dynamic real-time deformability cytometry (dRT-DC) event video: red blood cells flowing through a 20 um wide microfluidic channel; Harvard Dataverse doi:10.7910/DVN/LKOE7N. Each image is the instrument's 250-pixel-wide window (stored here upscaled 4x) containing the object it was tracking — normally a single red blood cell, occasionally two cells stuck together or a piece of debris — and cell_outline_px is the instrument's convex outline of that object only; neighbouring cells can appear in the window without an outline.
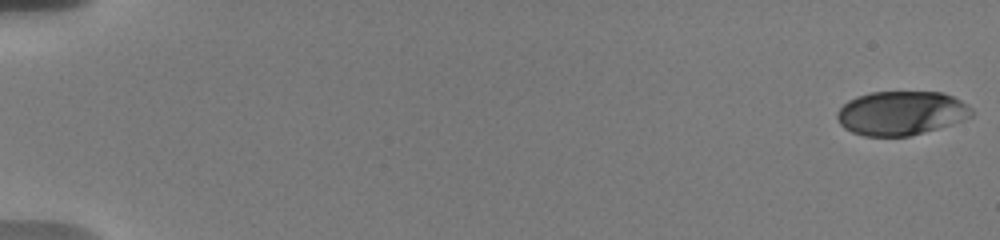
{"species": "human", "species_latin": "Homo sapiens", "temperature_condition": "warm", "stored_images_in_passage": 57, "camera_frame_rate_fps": 3000, "um_per_image_px": 0.085, "donor": {"sex": "male"}, "frame": {"image": 1, "passage_image": 1, "time_ms": 0.0, "image_size_px": [1000, 240], "cell_outline_px": [[972, 116], [964, 120], [952, 124], [924, 132], [908, 136], [864, 136], [852, 132], [844, 128], [840, 124], [836, 116], [836, 112], [848, 100], [856, 96], [872, 92], [944, 92], [968, 104], [972, 108]], "centroid_in_image_um": [76.6, 9.61], "position_along_channel_um": 8.4, "area_um2": 34.62}}
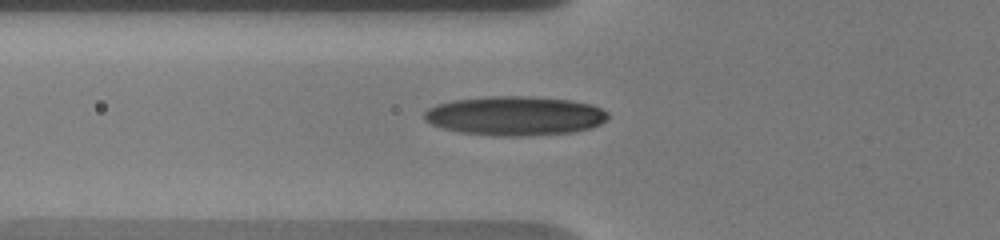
{"frame": {"image": 2, "passage_image": 22, "time_ms": 7.0, "image_size_px": [1000, 240], "cell_outline_px": [[608, 120], [592, 128], [572, 132], [524, 136], [492, 136], [460, 132], [440, 128], [424, 120], [424, 112], [428, 108], [436, 104], [452, 100], [488, 96], [528, 96], [572, 100], [592, 104], [608, 112]], "centroid_in_image_um": [43.77, 9.84], "position_along_channel_um": 82.0, "area_um2": 42.43}}
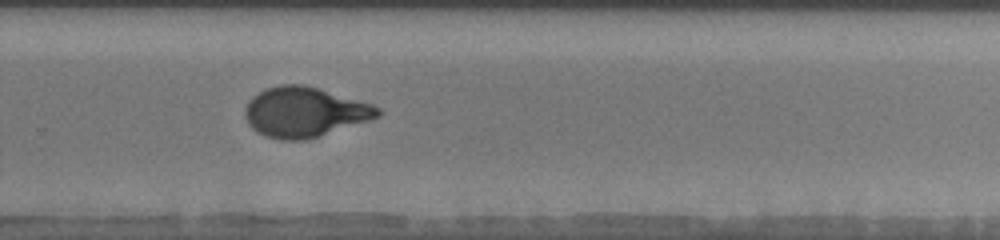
{"frame": {"image": 3, "passage_image": 40, "time_ms": 13.0, "image_size_px": [1000, 240], "cell_outline_px": [[384, 112], [380, 116], [372, 120], [304, 140], [280, 140], [264, 136], [256, 132], [248, 124], [244, 116], [244, 108], [248, 100], [252, 96], [268, 88], [280, 84], [304, 84], [372, 104], [380, 108]], "centroid_in_image_um": [25.88, 9.53], "position_along_channel_um": 303.9, "area_um2": 38.84}, "authors_computed_cell_mechanics": {"area_um2": 37.9746, "velocity_mm_per_s": 3.6962, "shape_relaxation_time_tau1_ms": 4.8856, "shape_relaxation_time_tau2_ms": 0.8457, "deformation_change_tau1": 0.2153, "deformation_change_tau2": 0.0715}}